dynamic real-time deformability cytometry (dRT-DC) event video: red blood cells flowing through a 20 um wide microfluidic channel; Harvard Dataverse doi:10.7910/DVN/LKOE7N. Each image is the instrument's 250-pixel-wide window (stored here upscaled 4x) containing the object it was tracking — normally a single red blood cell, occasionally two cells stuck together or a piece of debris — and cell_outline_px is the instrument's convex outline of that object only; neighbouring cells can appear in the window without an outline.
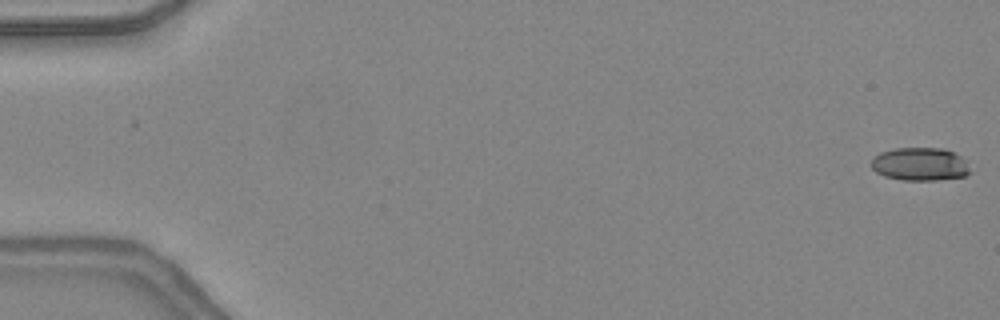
{"species": "common noctule bat (a hibernating species)", "species_latin": "Nyctalus noctula", "temperature_condition": "warm", "stored_images_in_passage": 48, "camera_frame_rate_fps": 3000, "um_per_image_px": 0.085, "animal": {"sex": "female", "body_mass_g": 24.6, "forearm_length_mm": 56.2}, "frame": {"image": 1, "passage_image": 1, "time_ms": 0.0, "image_size_px": [1000, 320], "cell_outline_px": [[972, 172], [964, 176], [936, 180], [900, 180], [884, 176], [876, 172], [872, 168], [872, 156], [880, 152], [896, 148], [940, 148], [952, 152], [968, 160]], "centroid_in_image_um": [78.22, 13.95], "position_along_channel_um": 6.8, "area_um2": 19.31}}
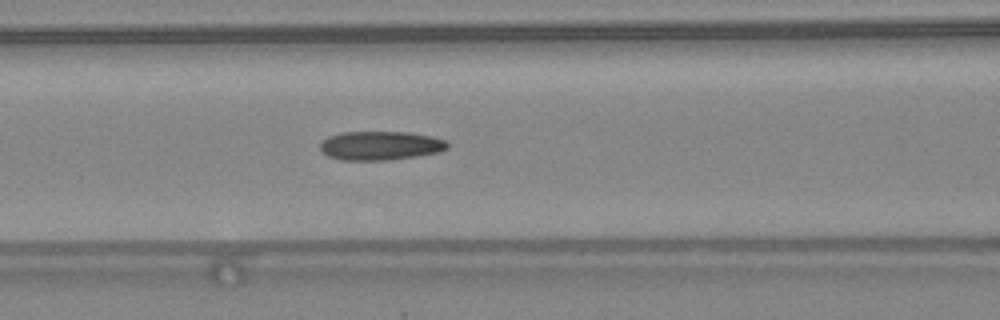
{"frame": {"image": 2, "passage_image": 21, "time_ms": 6.667, "image_size_px": [1000, 320], "cell_outline_px": [[448, 148], [440, 152], [416, 156], [388, 160], [340, 160], [328, 156], [320, 152], [320, 144], [328, 136], [340, 132], [408, 132], [432, 136], [444, 140], [448, 144]], "centroid_in_image_um": [32.31, 12.38], "position_along_channel_um": 134.3, "area_um2": 21.56}, "authors_computed_cell_mechanics": {"area_um2": 21.0392, "velocity_mm_per_s": 4.3887, "shape_relaxation_time_tau1_ms": null, "shape_relaxation_time_tau2_ms": 2.7021, "deformation_change_tau1": null, "deformation_change_tau2": 0.1284}}